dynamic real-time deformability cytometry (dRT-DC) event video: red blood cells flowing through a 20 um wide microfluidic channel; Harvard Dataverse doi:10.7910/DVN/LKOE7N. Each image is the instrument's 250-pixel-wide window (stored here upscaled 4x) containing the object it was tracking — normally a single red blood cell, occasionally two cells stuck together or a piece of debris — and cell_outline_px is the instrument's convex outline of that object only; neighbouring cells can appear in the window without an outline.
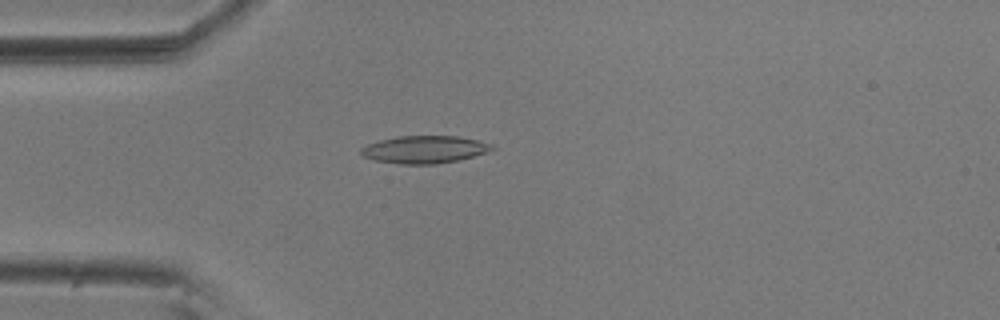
{"species": "common noctule bat (a hibernating species)", "species_latin": "Nyctalus noctula", "temperature_condition": "room temperature", "stored_images_in_passage": 56, "camera_frame_rate_fps": 3000, "um_per_image_px": 0.085, "animal": {"sex": "male", "body_mass_g": 20.5, "forearm_length_mm": 52.5}, "frame": {"image": 1, "passage_image": 15, "time_ms": 4.667, "image_size_px": [1000, 320], "cell_outline_px": [[496, 148], [488, 152], [456, 160], [436, 164], [400, 164], [372, 160], [364, 156], [360, 152], [360, 148], [368, 144], [380, 140], [396, 136], [456, 136], [476, 140], [492, 144]], "centroid_in_image_um": [36.05, 12.7], "position_along_channel_um": 48.9, "area_um2": 20.92}}
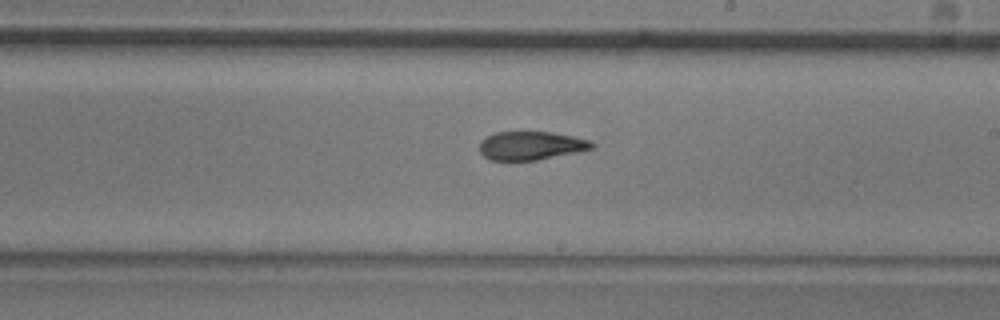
{"frame": {"image": 2, "passage_image": 32, "time_ms": 10.333, "image_size_px": [1000, 320], "cell_outline_px": [[596, 144], [592, 148], [576, 152], [536, 160], [488, 160], [480, 152], [480, 140], [496, 132], [548, 132], [572, 136], [588, 140]], "centroid_in_image_um": [45.09, 12.38], "position_along_channel_um": 243.9, "area_um2": 18.44}}
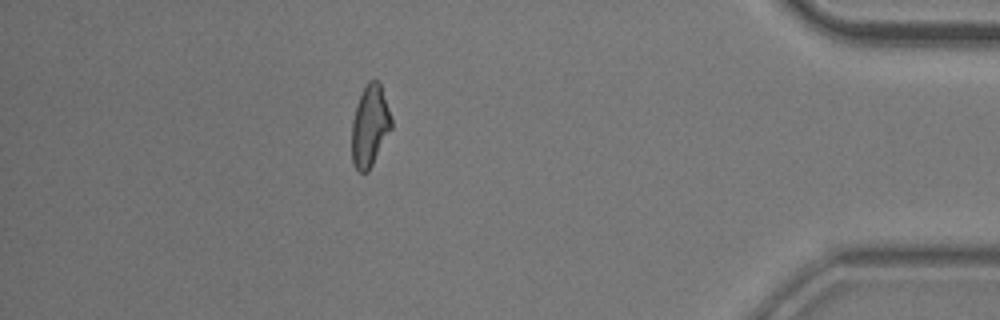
{"frame": {"image": 3, "passage_image": 49, "time_ms": 16.0, "image_size_px": [1000, 320], "cell_outline_px": [[392, 128], [368, 172], [360, 172], [352, 164], [352, 120], [356, 104], [368, 80], [380, 80], [392, 120]], "centroid_in_image_um": [31.44, 10.68], "position_along_channel_um": 403.8, "area_um2": 18.84}, "authors_computed_cell_mechanics": {"area_um2": 19.7098, "velocity_mm_per_s": 3.6173, "shape_relaxation_time_tau1_ms": 7.6024, "shape_relaxation_time_tau2_ms": 2.9486, "deformation_change_tau1": 0.1786, "deformation_change_tau2": 0.1117}}